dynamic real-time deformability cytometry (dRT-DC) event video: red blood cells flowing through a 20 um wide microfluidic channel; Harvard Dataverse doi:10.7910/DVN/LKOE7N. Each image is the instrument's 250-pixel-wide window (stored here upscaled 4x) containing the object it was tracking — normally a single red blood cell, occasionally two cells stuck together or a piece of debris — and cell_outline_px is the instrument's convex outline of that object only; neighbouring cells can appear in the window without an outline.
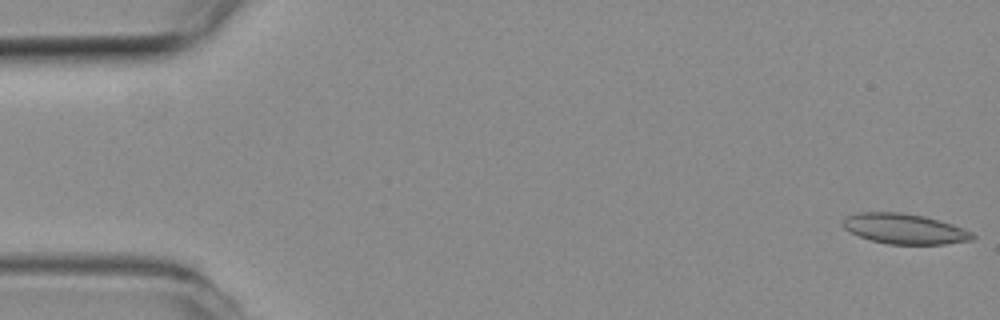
{"species": "common noctule bat (a hibernating species)", "species_latin": "Nyctalus noctula", "temperature_condition": "room temperature", "stored_images_in_passage": 53, "camera_frame_rate_fps": 3000, "um_per_image_px": 0.085, "animal": {"sex": "female", "body_mass_g": 19.3, "forearm_length_mm": 54.1}, "frame": {"image": 1, "passage_image": 1, "time_ms": 0.0, "image_size_px": [1000, 320], "cell_outline_px": [[976, 236], [972, 240], [944, 244], [888, 244], [872, 240], [860, 236], [844, 228], [840, 224], [848, 216], [860, 212], [900, 212], [924, 216], [952, 224], [972, 232]], "centroid_in_image_um": [76.9, 19.45], "position_along_channel_um": 8.1, "area_um2": 22.66}}
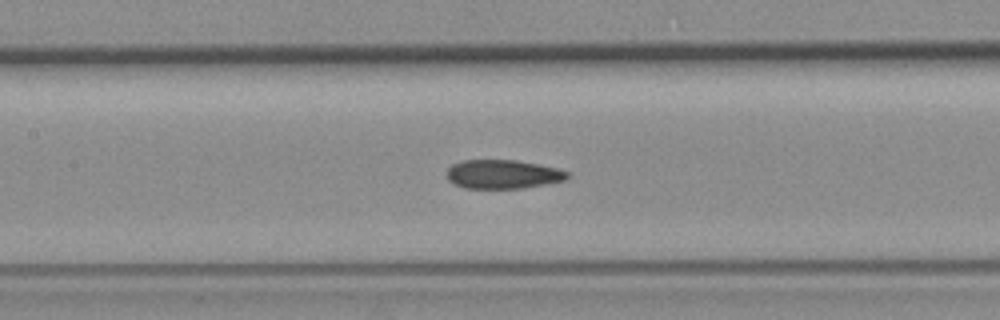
{"frame": {"image": 2, "passage_image": 24, "time_ms": 7.667, "image_size_px": [1000, 320], "cell_outline_px": [[568, 176], [564, 180], [524, 188], [464, 188], [448, 180], [448, 168], [452, 164], [464, 160], [516, 160], [556, 168], [568, 172]], "centroid_in_image_um": [42.72, 14.81], "position_along_channel_um": 164.7, "area_um2": 20.0}}
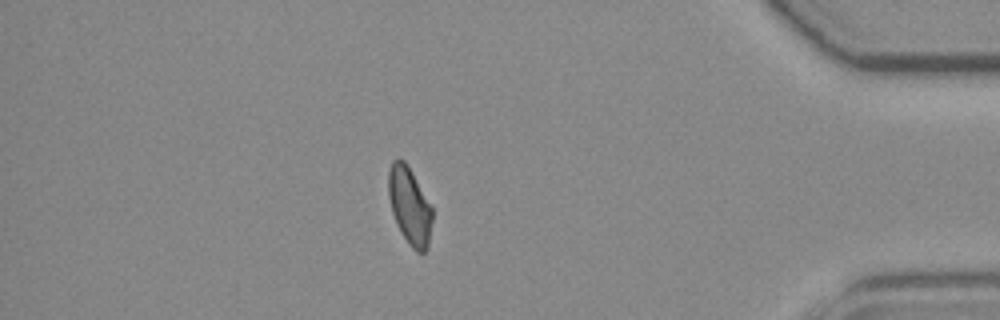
{"frame": {"image": 3, "passage_image": 46, "time_ms": 15.0, "image_size_px": [1000, 320], "cell_outline_px": [[432, 220], [428, 248], [424, 252], [416, 252], [408, 244], [400, 232], [396, 224], [392, 212], [388, 196], [388, 172], [392, 160], [396, 156], [404, 160], [412, 172], [432, 208]], "centroid_in_image_um": [34.79, 17.49], "position_along_channel_um": 400.4, "area_um2": 19.88}, "authors_computed_cell_mechanics": {"area_um2": 21.3282, "velocity_mm_per_s": 3.816, "shape_relaxation_time_tau1_ms": null, "shape_relaxation_time_tau2_ms": 2.5361, "deformation_change_tau1": null, "deformation_change_tau2": 0.0922}}